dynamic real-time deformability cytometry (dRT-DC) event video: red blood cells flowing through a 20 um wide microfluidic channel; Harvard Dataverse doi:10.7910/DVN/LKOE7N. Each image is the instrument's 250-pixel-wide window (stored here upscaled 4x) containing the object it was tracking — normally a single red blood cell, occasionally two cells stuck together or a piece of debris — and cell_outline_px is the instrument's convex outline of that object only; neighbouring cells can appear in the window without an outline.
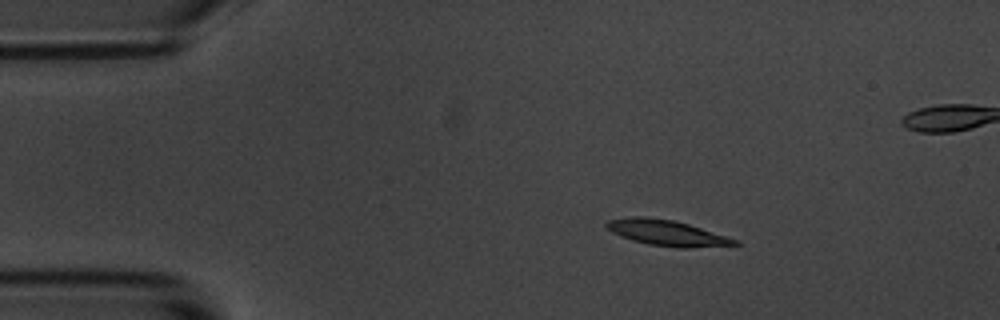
{"species": "common noctule bat (a hibernating species)", "species_latin": "Nyctalus noctula", "temperature_condition": "room temperature", "stored_images_in_passage": 5, "camera_frame_rate_fps": 3000, "um_per_image_px": 0.085, "animal": {"sex": "male", "body_mass_g": 20.1, "forearm_length_mm": 53.5}, "frame": {"image": 1, "passage_image": 2, "time_ms": 1.333, "image_size_px": [1000, 320], "cell_outline_px": [[740, 244], [688, 248], [676, 248], [648, 244], [632, 240], [620, 236], [612, 232], [604, 224], [608, 220], [632, 216], [648, 216], [672, 220], [688, 224], [740, 240]], "centroid_in_image_um": [56.68, 19.79], "position_along_channel_um": 28.3, "area_um2": 19.19}}